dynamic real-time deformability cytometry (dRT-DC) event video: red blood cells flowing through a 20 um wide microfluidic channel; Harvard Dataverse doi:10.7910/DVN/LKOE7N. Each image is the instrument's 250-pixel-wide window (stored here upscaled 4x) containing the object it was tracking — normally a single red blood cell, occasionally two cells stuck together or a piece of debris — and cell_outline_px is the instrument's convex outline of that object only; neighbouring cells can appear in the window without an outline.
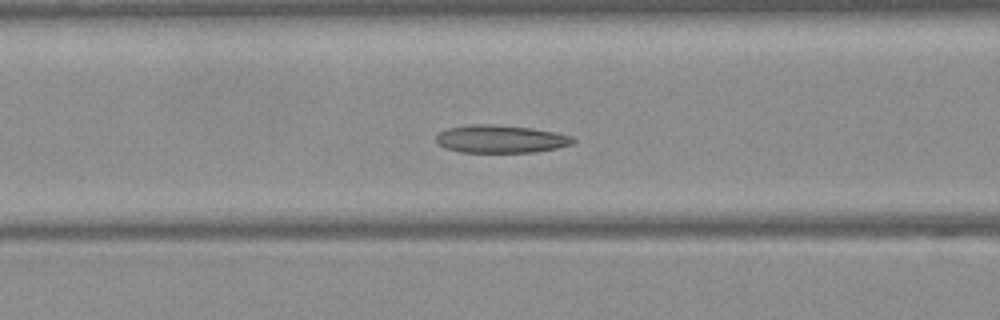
{"species": "Egyptian fruit bat (a non-hibernating species)", "species_latin": "Rousettus aegyptiacus", "temperature_condition": "warm", "stored_images_in_passage": 48, "camera_frame_rate_fps": 3000, "um_per_image_px": 0.085, "frame": {"image": 1, "passage_image": 19, "time_ms": 6.0, "image_size_px": [1000, 320], "cell_outline_px": [[576, 140], [572, 144], [556, 148], [536, 152], [460, 152], [444, 148], [436, 144], [436, 136], [440, 132], [448, 128], [468, 124], [484, 124], [532, 128], [556, 132], [572, 136]], "centroid_in_image_um": [42.54, 11.82], "position_along_channel_um": 124.1, "area_um2": 22.25}}
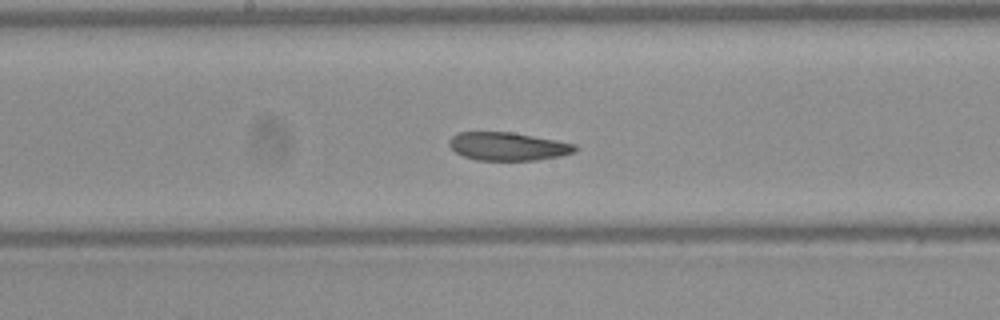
{"frame": {"image": 2, "passage_image": 25, "time_ms": 8.0, "image_size_px": [1000, 320], "cell_outline_px": [[576, 152], [560, 156], [536, 160], [476, 160], [464, 156], [456, 152], [448, 144], [448, 140], [452, 136], [460, 132], [512, 132], [556, 140], [576, 144]], "centroid_in_image_um": [43.17, 12.44], "position_along_channel_um": 205.0, "area_um2": 20.63}}
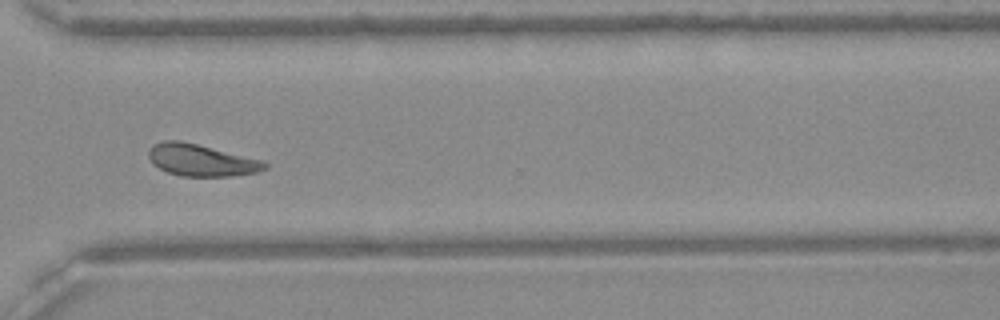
{"frame": {"image": 3, "passage_image": 36, "time_ms": 11.667, "image_size_px": [1000, 320], "cell_outline_px": [[268, 168], [256, 172], [232, 176], [180, 176], [168, 172], [152, 164], [148, 156], [148, 152], [156, 144], [164, 140], [176, 140], [196, 144], [260, 160], [268, 164]], "centroid_in_image_um": [17.08, 13.63], "position_along_channel_um": 353.5, "area_um2": 21.1}, "authors_computed_cell_mechanics": {"area_um2": 22.1085, "velocity_mm_per_s": 4.0512, "shape_relaxation_time_tau1_ms": 6.4806, "shape_relaxation_time_tau2_ms": 2.5607, "deformation_change_tau1": 0.1499, "deformation_change_tau2": 0.0724}}